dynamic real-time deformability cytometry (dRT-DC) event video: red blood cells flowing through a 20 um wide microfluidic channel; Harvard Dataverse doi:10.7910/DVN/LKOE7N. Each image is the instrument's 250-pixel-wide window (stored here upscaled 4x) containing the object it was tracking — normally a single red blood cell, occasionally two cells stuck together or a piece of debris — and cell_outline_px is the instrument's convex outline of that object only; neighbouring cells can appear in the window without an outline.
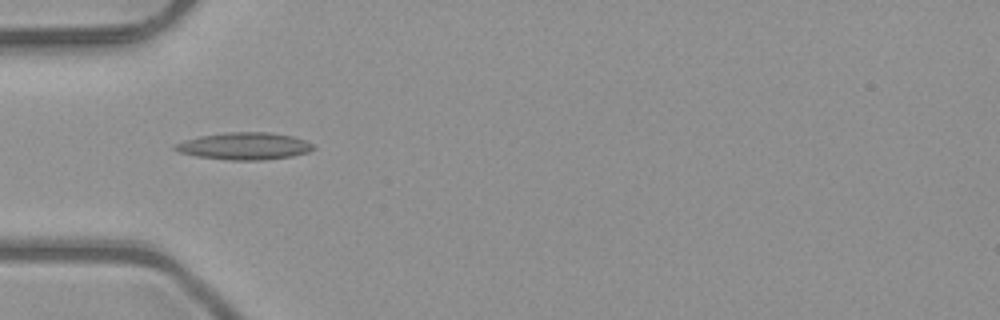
{"species": "common noctule bat (a hibernating species)", "species_latin": "Nyctalus noctula", "temperature_condition": "room temperature", "stored_images_in_passage": 4, "camera_frame_rate_fps": 3000, "um_per_image_px": 0.085, "animal": {"sex": "male", "body_mass_g": 23.1, "forearm_length_mm": 52.7}, "frame": {"image": 1, "passage_image": 1, "time_ms": 0.0, "image_size_px": [1000, 320], "cell_outline_px": [[316, 148], [308, 152], [292, 156], [260, 160], [232, 160], [196, 156], [180, 152], [172, 148], [176, 144], [184, 140], [200, 136], [228, 132], [268, 132], [292, 136], [304, 140], [312, 144]], "centroid_in_image_um": [20.78, 12.41], "position_along_channel_um": 64.2, "area_um2": 21.68}}
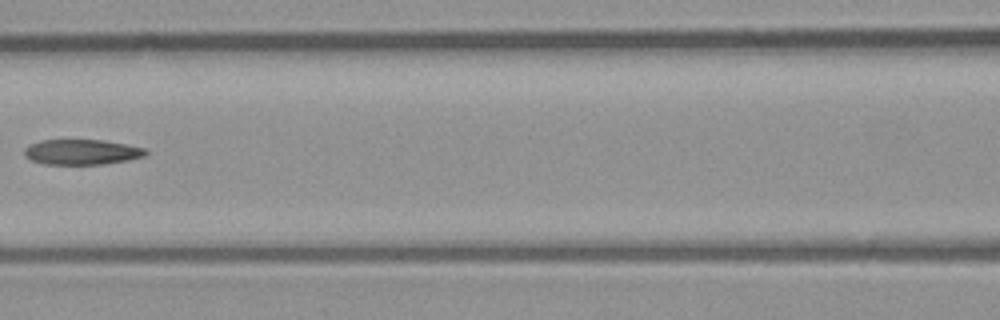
{"frame": {"image": 2, "passage_image": 3, "time_ms": 0.667, "image_size_px": [1000, 320], "cell_outline_px": [[148, 152], [144, 156], [128, 160], [104, 164], [44, 164], [32, 160], [24, 156], [24, 148], [40, 140], [100, 140], [124, 144], [144, 148]], "centroid_in_image_um": [6.93, 12.92], "position_along_channel_um": 159.7, "area_um2": 17.69}}
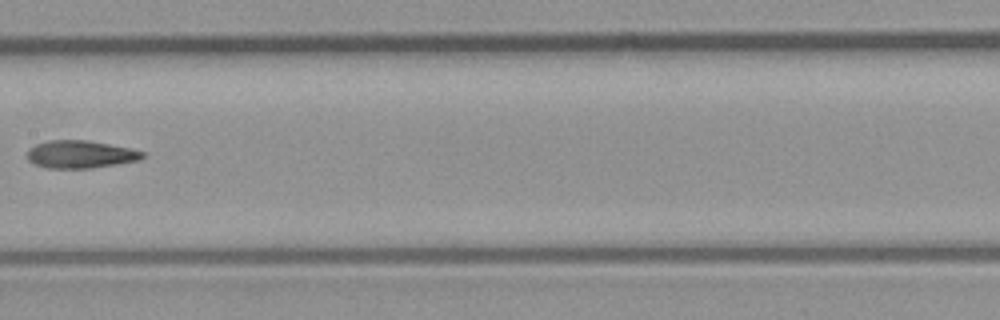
{"frame": {"image": 3, "passage_image": 4, "time_ms": 1.0, "image_size_px": [1000, 320], "cell_outline_px": [[144, 156], [136, 160], [116, 164], [92, 168], [48, 168], [36, 164], [28, 160], [28, 148], [36, 144], [48, 140], [88, 140], [128, 148], [144, 152]], "centroid_in_image_um": [6.79, 13.11], "position_along_channel_um": 200.6, "area_um2": 18.32}}